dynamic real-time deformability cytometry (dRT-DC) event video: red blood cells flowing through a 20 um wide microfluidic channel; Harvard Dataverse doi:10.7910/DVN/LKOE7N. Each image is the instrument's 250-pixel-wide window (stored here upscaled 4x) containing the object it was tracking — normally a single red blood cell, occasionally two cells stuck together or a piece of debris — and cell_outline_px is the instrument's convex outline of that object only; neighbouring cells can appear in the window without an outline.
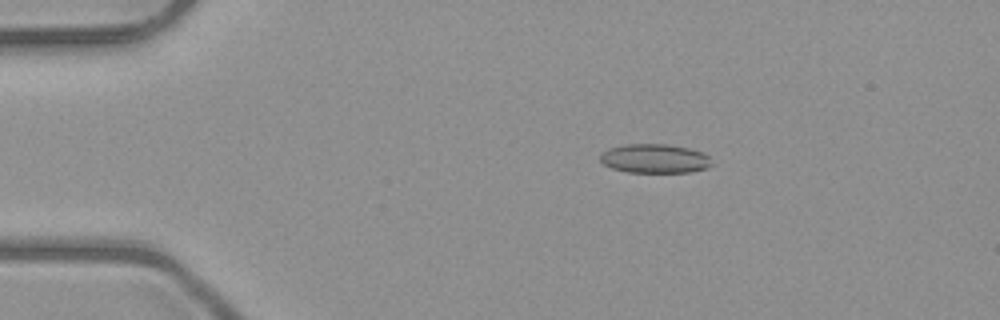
{"species": "common noctule bat (a hibernating species)", "species_latin": "Nyctalus noctula", "temperature_condition": "room temperature", "stored_images_in_passage": 45, "camera_frame_rate_fps": 3000, "um_per_image_px": 0.085, "animal": {"sex": "male", "body_mass_g": 23.1, "forearm_length_mm": 52.7}, "frame": {"image": 1, "passage_image": 3, "time_ms": 0.667, "image_size_px": [1000, 320], "cell_outline_px": [[712, 164], [708, 168], [688, 172], [628, 172], [612, 168], [604, 164], [600, 160], [600, 156], [608, 148], [628, 144], [668, 144], [688, 148], [704, 152], [708, 156]], "centroid_in_image_um": [55.67, 13.47], "position_along_channel_um": 29.3, "area_um2": 18.84}}
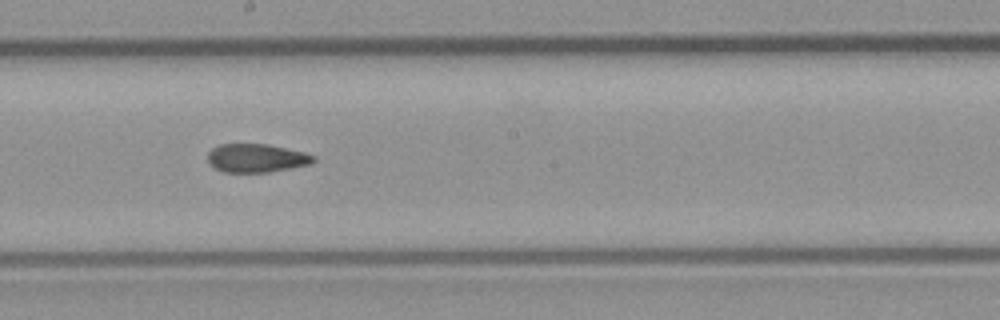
{"frame": {"image": 2, "passage_image": 22, "time_ms": 7.0, "image_size_px": [1000, 320], "cell_outline_px": [[316, 160], [312, 164], [268, 172], [224, 172], [208, 164], [208, 152], [212, 148], [220, 144], [268, 144], [304, 152], [316, 156]], "centroid_in_image_um": [21.81, 13.43], "position_along_channel_um": 226.4, "area_um2": 17.63}}
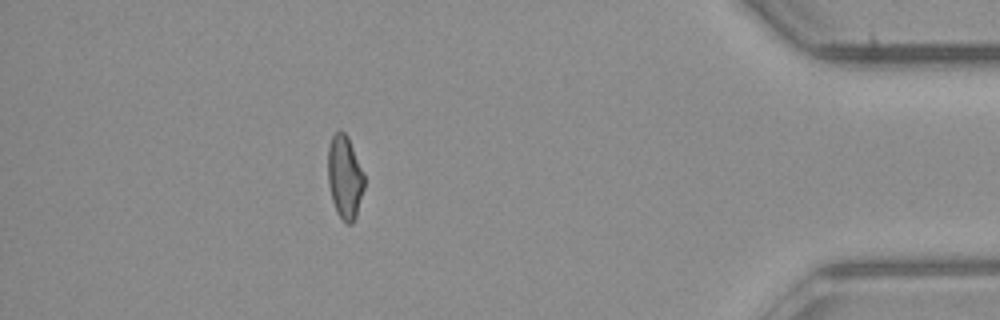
{"frame": {"image": 3, "passage_image": 39, "time_ms": 12.667, "image_size_px": [1000, 320], "cell_outline_px": [[364, 188], [356, 216], [352, 224], [348, 224], [336, 212], [332, 200], [328, 184], [328, 148], [332, 136], [340, 128], [348, 136], [364, 176]], "centroid_in_image_um": [29.29, 15.04], "position_along_channel_um": 405.9, "area_um2": 17.51}, "authors_computed_cell_mechanics": {"area_um2": 18.0914, "velocity_mm_per_s": 4.0459, "shape_relaxation_time_tau1_ms": null, "shape_relaxation_time_tau2_ms": 3.051, "deformation_change_tau1": null, "deformation_change_tau2": 0.1033}}